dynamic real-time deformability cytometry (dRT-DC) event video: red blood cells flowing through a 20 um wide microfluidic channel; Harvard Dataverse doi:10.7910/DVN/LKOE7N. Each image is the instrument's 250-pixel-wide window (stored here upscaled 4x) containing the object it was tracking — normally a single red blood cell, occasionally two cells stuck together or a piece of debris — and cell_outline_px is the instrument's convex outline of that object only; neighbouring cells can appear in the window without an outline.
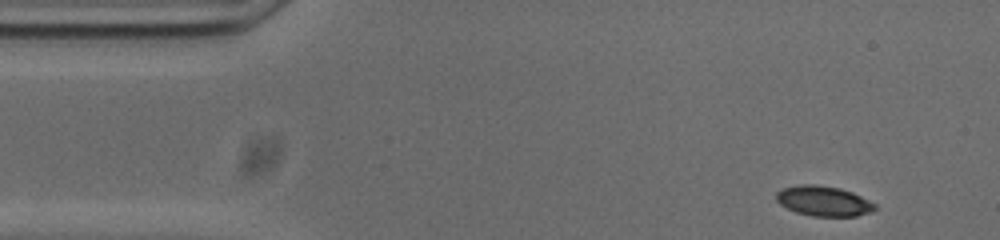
{"species": "common noctule bat (a hibernating species)", "species_latin": "Nyctalus noctula", "temperature_condition": "cold", "stored_images_in_passage": 50, "camera_frame_rate_fps": 3000, "um_per_image_px": 0.085, "animal": {"sex": "male", "body_mass_g": 20.0, "forearm_length_mm": 53.3}, "frame": {"image": 1, "passage_image": 1, "time_ms": 0.0, "image_size_px": [1000, 240], "cell_outline_px": [[876, 208], [872, 212], [856, 216], [812, 216], [796, 212], [780, 204], [776, 200], [776, 192], [784, 188], [800, 184], [816, 184], [840, 188], [852, 192], [876, 204]], "centroid_in_image_um": [70.01, 17.08], "position_along_channel_um": 15.0, "area_um2": 17.28}}
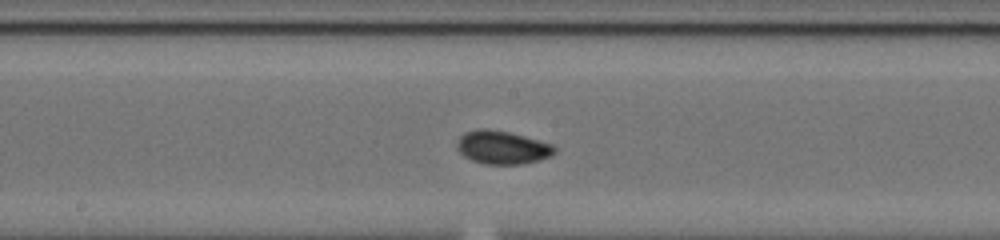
{"frame": {"image": 2, "passage_image": 23, "time_ms": 7.333, "image_size_px": [1000, 240], "cell_outline_px": [[556, 152], [552, 156], [540, 160], [520, 164], [484, 164], [472, 160], [464, 156], [456, 148], [456, 140], [464, 132], [476, 128], [488, 128], [508, 132], [524, 136], [552, 144], [556, 148]], "centroid_in_image_um": [42.67, 12.52], "position_along_channel_um": 205.5, "area_um2": 19.13}}
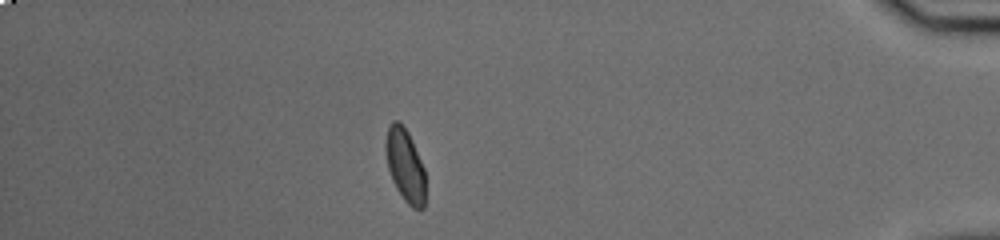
{"frame": {"image": 3, "passage_image": 43, "time_ms": 14.0, "image_size_px": [1000, 240], "cell_outline_px": [[424, 208], [412, 208], [404, 200], [396, 188], [392, 180], [388, 168], [384, 148], [384, 144], [388, 128], [392, 120], [400, 120], [408, 132], [412, 140], [424, 168]], "centroid_in_image_um": [34.41, 14.01], "position_along_channel_um": 400.8, "area_um2": 16.94}, "authors_computed_cell_mechanics": {"area_um2": 17.4845, "velocity_mm_per_s": 3.7292, "shape_relaxation_time_tau1_ms": 6.8389, "shape_relaxation_time_tau2_ms": 1.9584, "deformation_change_tau1": 0.1446, "deformation_change_tau2": 0.0459}}